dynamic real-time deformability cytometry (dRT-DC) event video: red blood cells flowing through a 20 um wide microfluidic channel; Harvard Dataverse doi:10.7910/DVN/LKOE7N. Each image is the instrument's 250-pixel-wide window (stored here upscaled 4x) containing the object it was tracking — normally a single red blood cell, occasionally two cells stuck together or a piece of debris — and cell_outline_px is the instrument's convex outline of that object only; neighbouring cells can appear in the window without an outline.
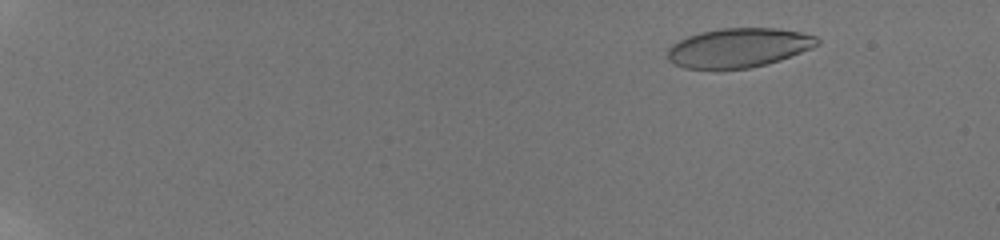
{"species": "human", "species_latin": "Homo sapiens", "temperature_condition": "room temperature", "stored_images_in_passage": 40, "camera_frame_rate_fps": 3000, "um_per_image_px": 0.085, "donor": {"sex": "male"}, "frame": {"image": 1, "passage_image": 2, "time_ms": 1.0, "image_size_px": [1000, 240], "cell_outline_px": [[820, 44], [812, 48], [780, 60], [768, 64], [748, 68], [684, 68], [672, 64], [668, 60], [668, 48], [672, 44], [688, 36], [700, 32], [720, 28], [776, 28], [800, 32], [816, 36], [820, 40]], "centroid_in_image_um": [62.79, 4.05], "position_along_channel_um": 22.2, "area_um2": 34.22}}
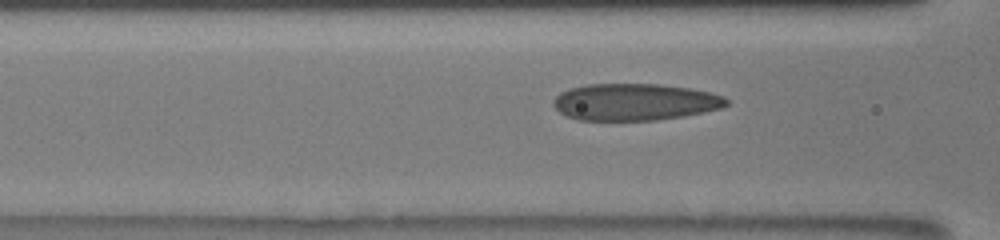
{"frame": {"image": 2, "passage_image": 18, "time_ms": 7.667, "image_size_px": [1000, 240], "cell_outline_px": [[728, 104], [720, 108], [704, 112], [684, 116], [656, 120], [576, 120], [560, 112], [552, 104], [552, 100], [560, 92], [572, 88], [588, 84], [660, 84], [688, 88], [708, 92], [724, 96], [728, 100]], "centroid_in_image_um": [53.94, 8.67], "position_along_channel_um": 112.7, "area_um2": 37.11}}
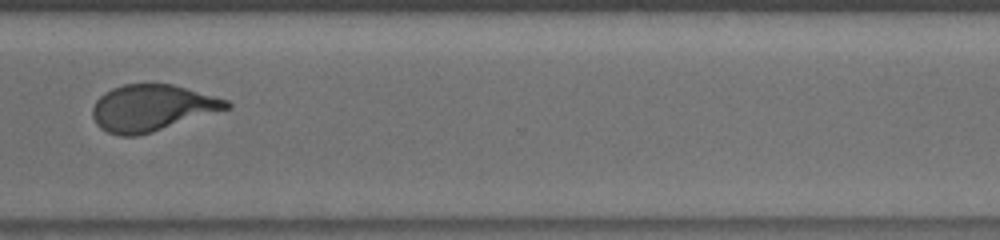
{"frame": {"image": 3, "passage_image": 33, "time_ms": 14.0, "image_size_px": [1000, 240], "cell_outline_px": [[232, 108], [152, 132], [136, 136], [120, 136], [108, 132], [100, 128], [96, 124], [92, 116], [92, 108], [96, 100], [104, 92], [112, 88], [124, 84], [172, 84], [228, 100], [232, 104]], "centroid_in_image_um": [12.91, 9.18], "position_along_channel_um": 357.7, "area_um2": 36.3}, "authors_computed_cell_mechanics": {"area_um2": 35.9805, "velocity_mm_per_s": 3.8682, "shape_relaxation_time_tau1_ms": 6.7197, "shape_relaxation_time_tau2_ms": 0.7877, "deformation_change_tau1": 0.2243, "deformation_change_tau2": 0.0611}}